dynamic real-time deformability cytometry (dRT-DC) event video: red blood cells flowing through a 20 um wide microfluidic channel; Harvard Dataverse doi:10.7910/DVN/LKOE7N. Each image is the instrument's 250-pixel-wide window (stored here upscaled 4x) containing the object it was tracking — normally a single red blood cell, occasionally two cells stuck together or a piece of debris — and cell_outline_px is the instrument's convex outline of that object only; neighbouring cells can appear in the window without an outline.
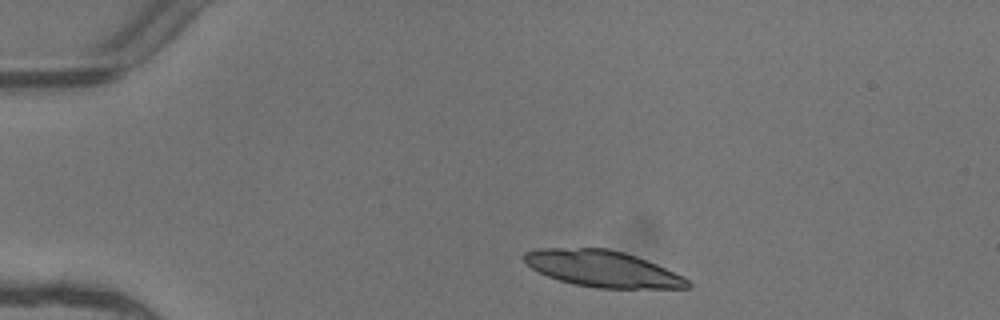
{"species": "common noctule bat (a hibernating species)", "species_latin": "Nyctalus noctula", "temperature_condition": "warm", "stored_images_in_passage": 4, "camera_frame_rate_fps": 3000, "um_per_image_px": 0.085, "animal": {"sex": "female"}, "frame": {"image": 1, "passage_image": 1, "time_ms": 0.0, "image_size_px": [1000, 320], "cell_outline_px": [[692, 284], [688, 288], [596, 288], [572, 284], [548, 276], [532, 268], [524, 260], [524, 252], [536, 248], [608, 248], [624, 252], [636, 256], [656, 264], [688, 280]], "centroid_in_image_um": [51.18, 22.84], "position_along_channel_um": 33.8, "area_um2": 34.33}}